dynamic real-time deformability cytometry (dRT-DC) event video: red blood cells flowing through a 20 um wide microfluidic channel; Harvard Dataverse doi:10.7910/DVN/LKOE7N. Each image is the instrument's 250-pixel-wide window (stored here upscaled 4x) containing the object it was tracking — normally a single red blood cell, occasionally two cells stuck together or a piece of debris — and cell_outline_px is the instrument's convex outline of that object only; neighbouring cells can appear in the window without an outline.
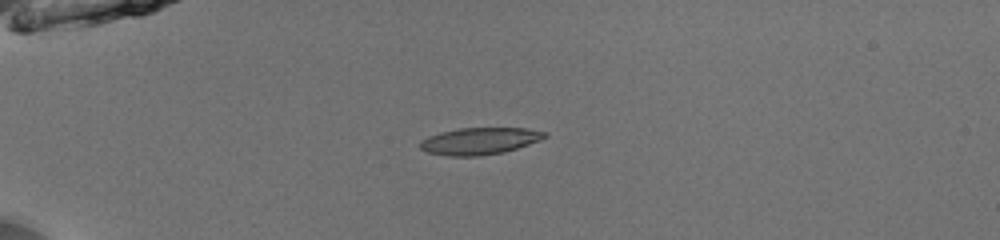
{"species": "common noctule bat (a hibernating species)", "species_latin": "Nyctalus noctula", "temperature_condition": "room temperature", "stored_images_in_passage": 38, "camera_frame_rate_fps": 3000, "um_per_image_px": 0.085, "animal": {"sex": "male", "body_mass_g": 13.0, "forearm_length_mm": 53.1}, "frame": {"image": 1, "passage_image": 1, "time_ms": 0.0, "image_size_px": [1000, 240], "cell_outline_px": [[548, 136], [540, 140], [504, 152], [476, 156], [448, 156], [428, 152], [420, 148], [420, 140], [428, 136], [440, 132], [460, 128], [528, 128], [548, 132]], "centroid_in_image_um": [40.77, 11.98], "position_along_channel_um": 44.2, "area_um2": 19.54}}
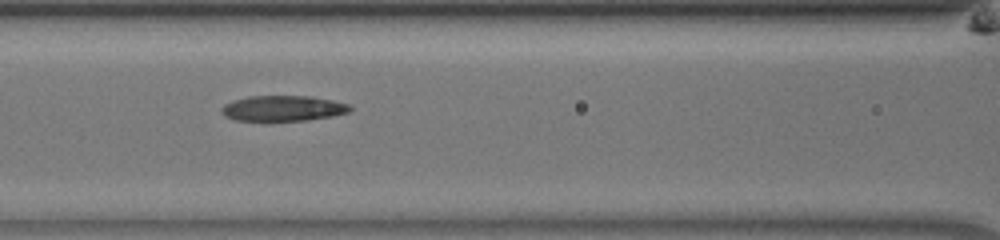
{"frame": {"image": 2, "passage_image": 11, "time_ms": 3.333, "image_size_px": [1000, 240], "cell_outline_px": [[352, 108], [348, 112], [332, 116], [308, 120], [236, 120], [224, 116], [220, 112], [220, 108], [224, 104], [232, 100], [248, 96], [312, 96], [332, 100], [348, 104]], "centroid_in_image_um": [24.01, 9.2], "position_along_channel_um": 142.6, "area_um2": 19.07}}
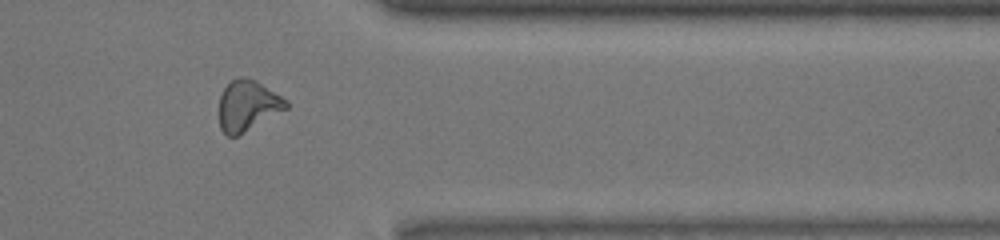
{"frame": {"image": 3, "passage_image": 30, "time_ms": 9.667, "image_size_px": [1000, 240], "cell_outline_px": [[288, 108], [236, 136], [228, 136], [220, 128], [220, 96], [224, 88], [232, 80], [244, 76], [256, 80], [288, 100]], "centroid_in_image_um": [21.06, 8.96], "position_along_channel_um": 390.3, "area_um2": 19.48}, "authors_computed_cell_mechanics": {"area_um2": 19.6809, "velocity_mm_per_s": 4.0021, "shape_relaxation_time_tau1_ms": null, "shape_relaxation_time_tau2_ms": 4.567, "deformation_change_tau1": null, "deformation_change_tau2": 0.1332}}